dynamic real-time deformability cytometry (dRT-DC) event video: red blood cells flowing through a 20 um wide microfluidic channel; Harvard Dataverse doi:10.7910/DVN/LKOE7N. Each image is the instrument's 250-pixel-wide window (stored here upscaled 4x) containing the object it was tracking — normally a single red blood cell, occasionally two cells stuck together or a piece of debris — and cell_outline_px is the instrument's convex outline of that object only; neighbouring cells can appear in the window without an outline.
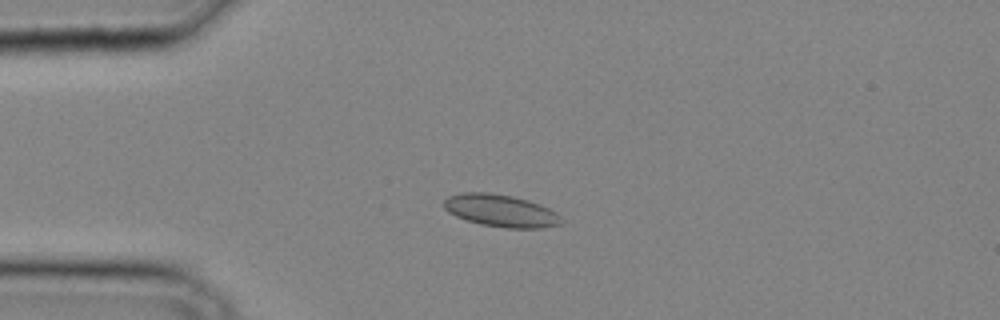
{"species": "common noctule bat (a hibernating species)", "species_latin": "Nyctalus noctula", "temperature_condition": "cold", "stored_images_in_passage": 34, "camera_frame_rate_fps": 3000, "um_per_image_px": 0.085, "animal": {"sex": "male", "body_mass_g": 20.4}, "frame": {"image": 1, "passage_image": 8, "time_ms": 2.333, "image_size_px": [1000, 320], "cell_outline_px": [[564, 220], [560, 224], [540, 228], [508, 228], [480, 224], [456, 216], [448, 212], [444, 208], [444, 200], [448, 196], [464, 192], [488, 192], [512, 196], [528, 200], [540, 204], [556, 212]], "centroid_in_image_um": [42.57, 17.9], "position_along_channel_um": 42.4, "area_um2": 22.08}}
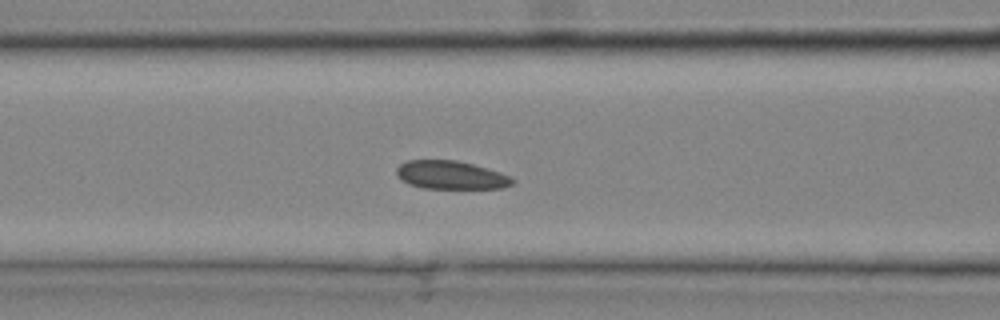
{"frame": {"image": 2, "passage_image": 14, "time_ms": 4.333, "image_size_px": [1000, 320], "cell_outline_px": [[516, 180], [512, 184], [504, 188], [424, 188], [408, 184], [400, 180], [396, 172], [396, 168], [400, 164], [408, 160], [456, 160], [488, 168], [512, 176]], "centroid_in_image_um": [38.34, 14.88], "position_along_channel_um": 128.3, "area_um2": 19.25}}
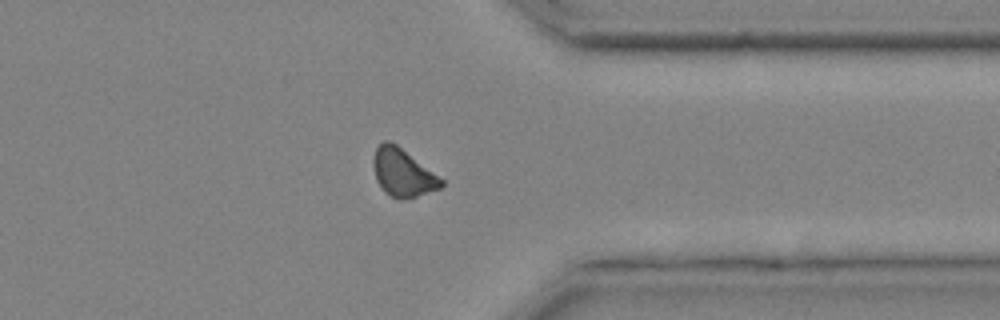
{"frame": {"image": 3, "passage_image": 28, "time_ms": 9.0, "image_size_px": [1000, 320], "cell_outline_px": [[444, 184], [440, 188], [404, 200], [400, 200], [384, 192], [376, 180], [372, 160], [376, 148], [384, 140], [388, 140], [396, 144], [444, 180]], "centroid_in_image_um": [34.21, 14.68], "position_along_channel_um": 377.2, "area_um2": 18.73}}